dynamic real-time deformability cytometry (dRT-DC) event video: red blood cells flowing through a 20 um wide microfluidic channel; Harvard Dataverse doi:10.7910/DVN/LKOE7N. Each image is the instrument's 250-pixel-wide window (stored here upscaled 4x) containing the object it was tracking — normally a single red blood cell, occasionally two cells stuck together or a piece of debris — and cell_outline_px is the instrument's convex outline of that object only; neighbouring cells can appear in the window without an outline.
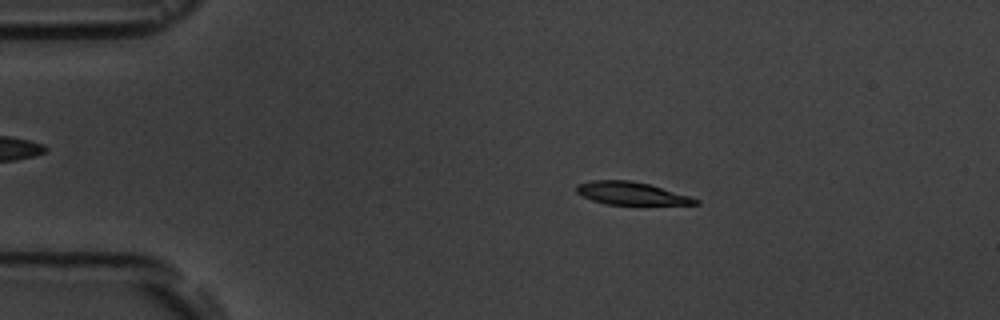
{"species": "common noctule bat (a hibernating species)", "species_latin": "Nyctalus noctula", "temperature_condition": "room temperature", "stored_images_in_passage": 2, "camera_frame_rate_fps": 3000, "um_per_image_px": 0.085, "animal": {"sex": "male", "body_mass_g": 19.5, "forearm_length_mm": 54.6}, "frame": {"image": 1, "passage_image": 1, "time_ms": 0.0, "image_size_px": [1000, 320], "cell_outline_px": [[700, 204], [604, 204], [592, 200], [576, 192], [576, 184], [592, 180], [632, 180], [648, 184], [688, 196], [700, 200]], "centroid_in_image_um": [53.6, 16.42], "position_along_channel_um": 31.4, "area_um2": 15.49}}
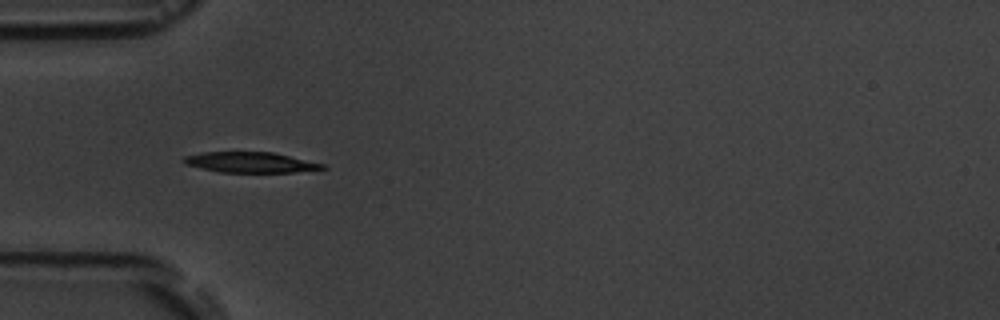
{"frame": {"image": 2, "passage_image": 2, "time_ms": 2.333, "image_size_px": [1000, 320], "cell_outline_px": [[328, 168], [292, 172], [220, 172], [184, 164], [180, 160], [184, 156], [200, 152], [272, 152], [324, 164]], "centroid_in_image_um": [21.22, 13.79], "position_along_channel_um": 63.8, "area_um2": 16.47}}